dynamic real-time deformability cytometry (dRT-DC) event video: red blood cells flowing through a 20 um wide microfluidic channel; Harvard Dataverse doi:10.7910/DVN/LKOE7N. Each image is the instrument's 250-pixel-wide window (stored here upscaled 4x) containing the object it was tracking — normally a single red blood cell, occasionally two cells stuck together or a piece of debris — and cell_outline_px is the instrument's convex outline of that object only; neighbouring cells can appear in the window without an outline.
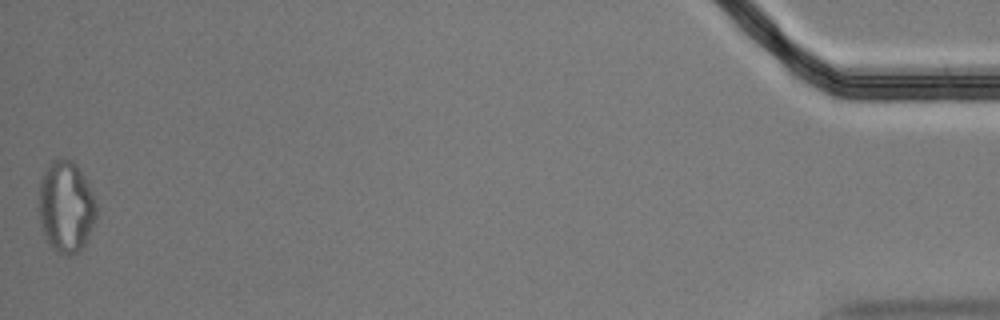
{"species": "Egyptian fruit bat (a non-hibernating species)", "species_latin": "Rousettus aegyptiacus", "temperature_condition": "cold", "stored_images_in_passage": 57, "segment_of_instrument_passage": [2, 2], "camera_frame_rate_fps": 3000, "um_per_image_px": 0.085, "animal": {"sex": "male"}, "frame": {"image": 1, "passage_image": 57, "time_ms": 18.667, "image_size_px": [1000, 320], "cell_outline_px": [[96, 220], [84, 244], [72, 256], [68, 256], [56, 252], [48, 244], [44, 236], [40, 224], [40, 180], [44, 172], [52, 160], [56, 156], [72, 160], [76, 164], [84, 176], [96, 200]], "centroid_in_image_um": [5.61, 17.57], "position_along_channel_um": 429.6, "area_um2": 30.81}}